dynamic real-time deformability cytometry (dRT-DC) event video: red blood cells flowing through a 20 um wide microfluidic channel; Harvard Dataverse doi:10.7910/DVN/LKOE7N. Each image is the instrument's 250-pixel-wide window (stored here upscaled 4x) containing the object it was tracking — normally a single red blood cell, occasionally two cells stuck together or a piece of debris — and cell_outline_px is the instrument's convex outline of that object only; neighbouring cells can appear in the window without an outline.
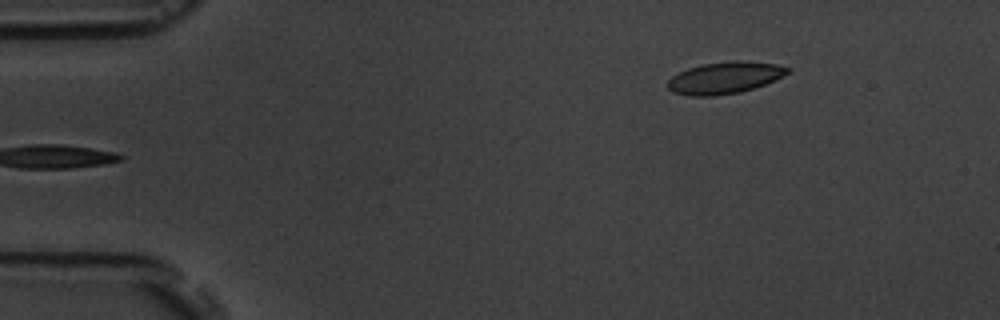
{"species": "common noctule bat (a hibernating species)", "species_latin": "Nyctalus noctula", "temperature_condition": "room temperature", "stored_images_in_passage": 5, "camera_frame_rate_fps": 3000, "um_per_image_px": 0.085, "animal": {"sex": "male", "body_mass_g": 19.5, "forearm_length_mm": 54.6}, "frame": {"image": 1, "passage_image": 5, "time_ms": 4.667, "image_size_px": [1000, 320], "cell_outline_px": [[792, 68], [784, 76], [776, 80], [740, 92], [712, 96], [688, 96], [676, 92], [668, 88], [668, 80], [672, 76], [688, 68], [704, 64], [776, 64]], "centroid_in_image_um": [61.57, 6.67], "position_along_channel_um": 23.4, "area_um2": 20.92}}